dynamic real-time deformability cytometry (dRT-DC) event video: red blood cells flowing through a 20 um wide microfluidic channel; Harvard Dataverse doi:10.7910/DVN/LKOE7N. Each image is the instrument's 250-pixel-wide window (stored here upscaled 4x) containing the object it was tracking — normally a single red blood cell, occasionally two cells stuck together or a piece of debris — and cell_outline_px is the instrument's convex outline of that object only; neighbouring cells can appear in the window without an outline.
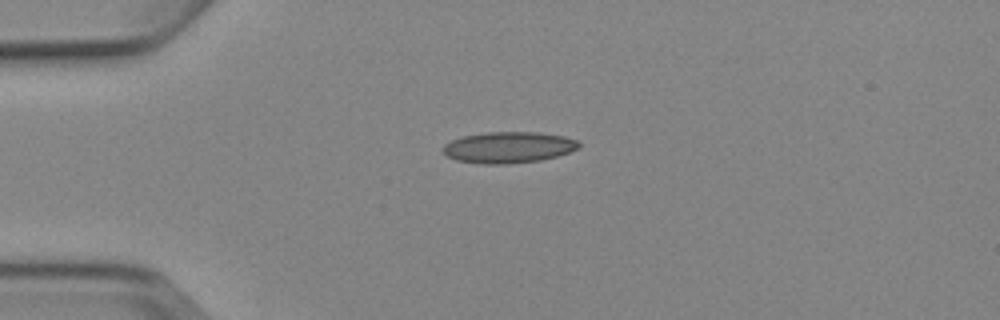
{"species": "Egyptian fruit bat (a non-hibernating species)", "species_latin": "Rousettus aegyptiacus", "temperature_condition": "cold", "stored_images_in_passage": 4, "camera_frame_rate_fps": 3000, "um_per_image_px": 0.085, "animal": {"sex": "female"}, "frame": {"image": 1, "passage_image": 1, "time_ms": 0.0, "image_size_px": [1000, 320], "cell_outline_px": [[580, 148], [556, 156], [540, 160], [504, 164], [480, 164], [456, 160], [448, 156], [440, 148], [444, 144], [452, 140], [464, 136], [488, 132], [540, 132], [564, 136], [576, 140], [580, 144]], "centroid_in_image_um": [43.21, 12.52], "position_along_channel_um": 41.8, "area_um2": 24.68}}
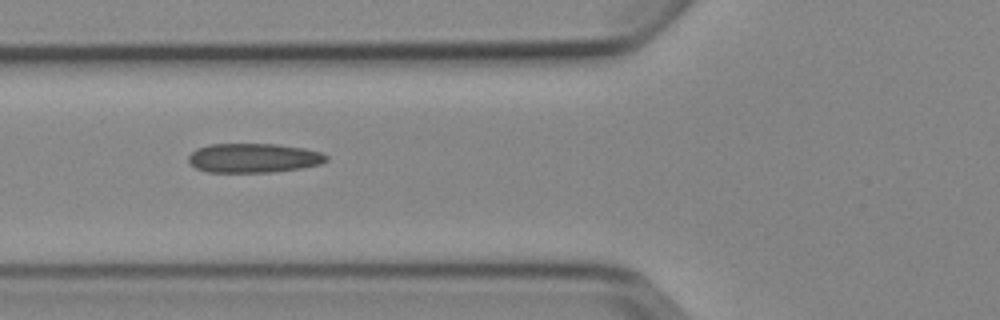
{"frame": {"image": 2, "passage_image": 3, "time_ms": 2.333, "image_size_px": [1000, 320], "cell_outline_px": [[328, 160], [320, 164], [300, 168], [272, 172], [208, 172], [196, 168], [188, 160], [188, 156], [196, 148], [208, 144], [276, 144], [304, 148], [324, 152], [328, 156]], "centroid_in_image_um": [21.57, 13.42], "position_along_channel_um": 104.2, "area_um2": 23.64}}
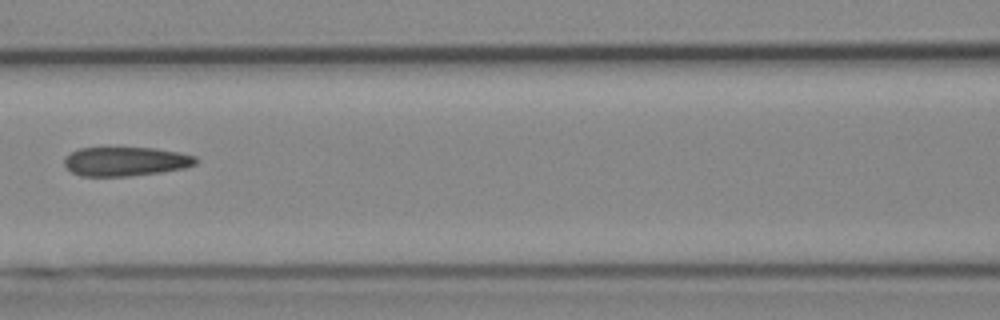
{"frame": {"image": 3, "passage_image": 4, "time_ms": 3.667, "image_size_px": [1000, 320], "cell_outline_px": [[196, 164], [184, 168], [160, 172], [128, 176], [80, 176], [72, 172], [64, 164], [64, 160], [72, 152], [80, 148], [156, 148], [180, 152], [196, 156]], "centroid_in_image_um": [10.7, 13.72], "position_along_channel_um": 155.9, "area_um2": 22.14}}